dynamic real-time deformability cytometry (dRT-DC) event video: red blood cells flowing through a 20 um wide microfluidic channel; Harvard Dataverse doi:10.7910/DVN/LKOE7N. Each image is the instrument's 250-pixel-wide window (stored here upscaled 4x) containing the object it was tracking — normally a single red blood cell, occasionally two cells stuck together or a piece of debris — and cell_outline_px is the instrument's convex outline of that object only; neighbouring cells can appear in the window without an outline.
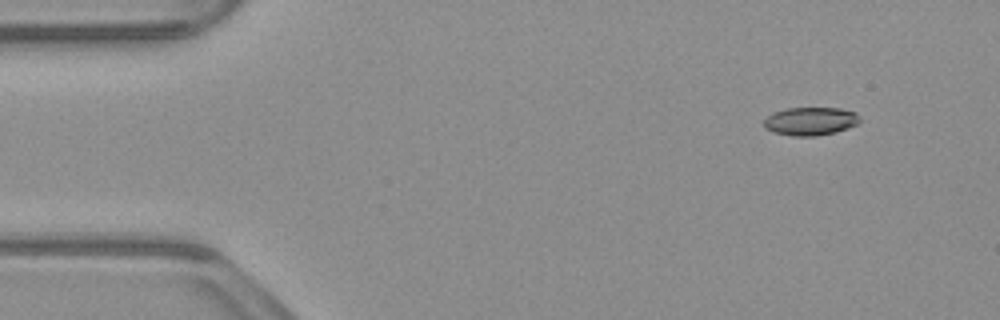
{"species": "common noctule bat (a hibernating species)", "species_latin": "Nyctalus noctula", "temperature_condition": "warm", "stored_images_in_passage": 49, "camera_frame_rate_fps": 3000, "um_per_image_px": 0.085, "animal": {"sex": "male", "body_mass_g": 23.1, "forearm_length_mm": 52.7}, "frame": {"image": 1, "passage_image": 1, "time_ms": 0.0, "image_size_px": [1000, 320], "cell_outline_px": [[860, 120], [856, 124], [836, 132], [816, 136], [792, 136], [772, 132], [764, 128], [764, 120], [772, 112], [788, 108], [840, 108], [856, 112], [860, 116]], "centroid_in_image_um": [68.87, 10.3], "position_along_channel_um": 16.1, "area_um2": 15.84}}
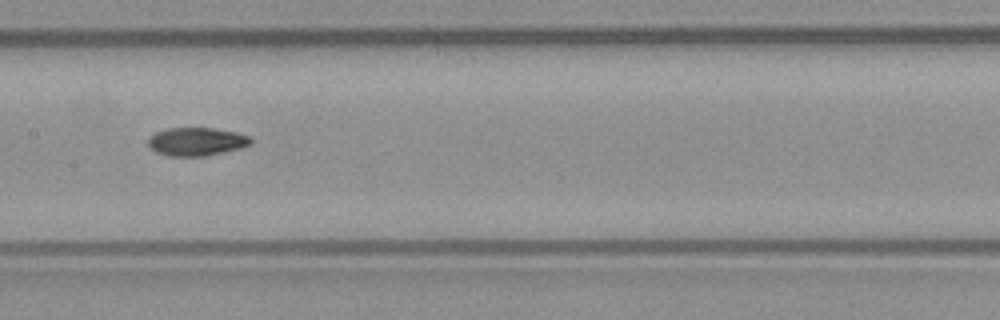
{"frame": {"image": 2, "passage_image": 22, "time_ms": 7.0, "image_size_px": [1000, 320], "cell_outline_px": [[252, 144], [240, 148], [204, 156], [168, 156], [156, 152], [148, 144], [148, 136], [156, 132], [168, 128], [212, 128], [236, 132], [248, 136], [252, 140]], "centroid_in_image_um": [16.68, 12.03], "position_along_channel_um": 190.7, "area_um2": 16.82}}
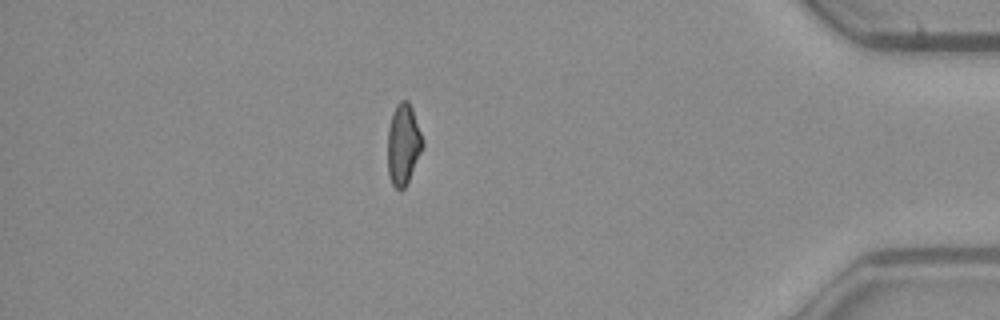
{"frame": {"image": 3, "passage_image": 42, "time_ms": 13.667, "image_size_px": [1000, 320], "cell_outline_px": [[424, 144], [408, 180], [404, 188], [400, 192], [392, 184], [388, 172], [388, 128], [392, 112], [396, 104], [400, 100], [408, 100], [412, 108]], "centroid_in_image_um": [34.26, 12.24], "position_along_channel_um": 400.9, "area_um2": 16.3}, "authors_computed_cell_mechanics": {"area_um2": 16.8776, "velocity_mm_per_s": 3.8674, "shape_relaxation_time_tau1_ms": 11.1188, "shape_relaxation_time_tau2_ms": 4.9028, "deformation_change_tau1": 0.2225, "deformation_change_tau2": 0.1008}}